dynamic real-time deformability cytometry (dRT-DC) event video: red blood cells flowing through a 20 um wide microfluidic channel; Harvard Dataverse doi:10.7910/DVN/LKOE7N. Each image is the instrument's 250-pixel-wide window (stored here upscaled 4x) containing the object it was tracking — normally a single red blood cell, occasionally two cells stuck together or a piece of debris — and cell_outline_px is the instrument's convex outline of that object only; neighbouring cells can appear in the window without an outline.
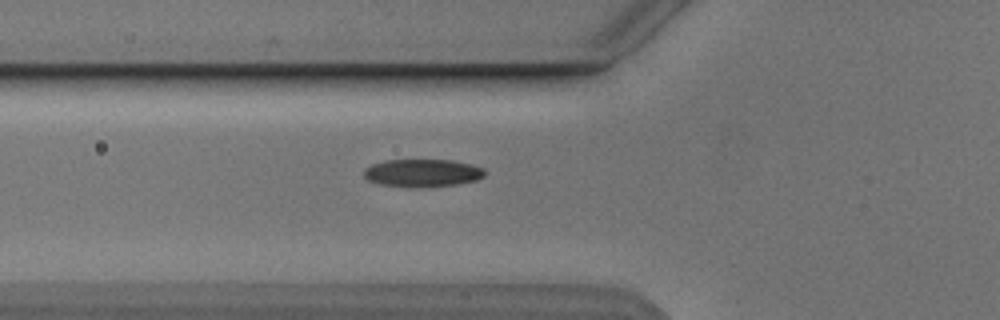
{"species": "Egyptian fruit bat (a non-hibernating species)", "species_latin": "Rousettus aegyptiacus", "temperature_condition": "cold", "stored_images_in_passage": 5, "camera_frame_rate_fps": 3000, "um_per_image_px": 0.085, "animal": {"sex": "male"}, "frame": {"image": 1, "passage_image": 5, "time_ms": 4.667, "image_size_px": [1000, 320], "cell_outline_px": [[484, 176], [476, 180], [460, 184], [428, 188], [420, 188], [380, 184], [368, 180], [364, 176], [364, 168], [372, 164], [384, 160], [452, 160], [472, 164], [484, 168]], "centroid_in_image_um": [35.92, 14.71], "position_along_channel_um": 89.9, "area_um2": 19.83}}